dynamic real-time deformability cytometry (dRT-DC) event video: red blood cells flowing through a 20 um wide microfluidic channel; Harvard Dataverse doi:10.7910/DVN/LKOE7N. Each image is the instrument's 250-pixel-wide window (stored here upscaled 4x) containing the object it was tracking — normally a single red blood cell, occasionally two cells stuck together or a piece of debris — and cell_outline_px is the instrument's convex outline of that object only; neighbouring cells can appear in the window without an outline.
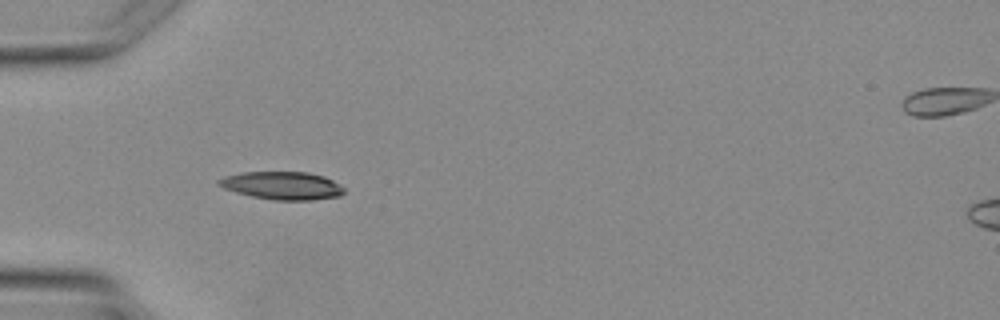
{"species": "Egyptian fruit bat (a non-hibernating species)", "species_latin": "Rousettus aegyptiacus", "temperature_condition": "warm", "stored_images_in_passage": 2, "camera_frame_rate_fps": 3000, "um_per_image_px": 0.085, "animal": {"sex": "female"}, "frame": {"image": 1, "passage_image": 1, "time_ms": 0.0, "image_size_px": [1000, 320], "cell_outline_px": [[344, 192], [340, 196], [312, 200], [276, 200], [252, 196], [236, 192], [224, 188], [216, 184], [216, 180], [224, 176], [244, 172], [308, 172], [324, 176], [332, 180], [344, 188]], "centroid_in_image_um": [23.98, 15.77], "position_along_channel_um": 61.0, "area_um2": 20.35}}
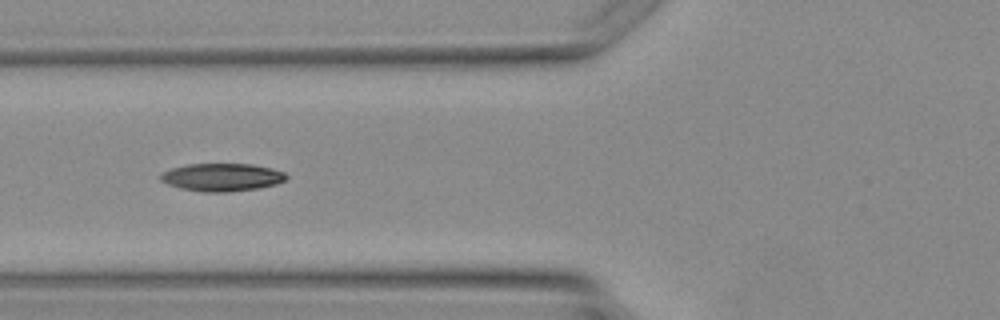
{"frame": {"image": 2, "passage_image": 2, "time_ms": 1.0, "image_size_px": [1000, 320], "cell_outline_px": [[288, 176], [284, 180], [276, 184], [260, 188], [228, 192], [204, 192], [180, 188], [168, 184], [160, 180], [160, 176], [164, 172], [172, 168], [188, 164], [252, 164], [272, 168], [284, 172]], "centroid_in_image_um": [18.89, 15.07], "position_along_channel_um": 106.9, "area_um2": 20.35}}